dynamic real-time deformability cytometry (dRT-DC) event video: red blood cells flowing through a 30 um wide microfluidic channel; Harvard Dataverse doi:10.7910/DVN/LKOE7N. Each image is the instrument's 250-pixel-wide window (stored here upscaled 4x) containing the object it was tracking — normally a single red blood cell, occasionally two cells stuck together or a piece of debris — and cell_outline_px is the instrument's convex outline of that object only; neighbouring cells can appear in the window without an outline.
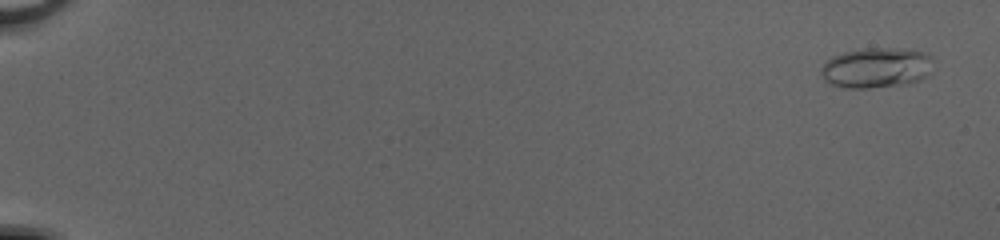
{"species": "common noctule bat (a hibernating species)", "species_latin": "Nyctalus noctula", "temperature_condition": "cold", "stored_images_in_passage": 53, "camera_frame_rate_fps": 3000, "um_per_image_px": 0.085, "animal": {"sex": "female", "body_mass_g": 20.0, "forearm_length_mm": 54.0}, "frame": {"image": 1, "passage_image": 3, "time_ms": 0.667, "image_size_px": [1000, 240], "cell_outline_px": [[932, 72], [928, 76], [920, 80], [908, 84], [868, 88], [848, 88], [828, 84], [824, 80], [820, 72], [820, 68], [832, 56], [844, 52], [868, 48], [892, 48], [924, 52], [932, 56]], "centroid_in_image_um": [74.5, 5.78], "position_along_channel_um": 10.5, "area_um2": 26.59}}
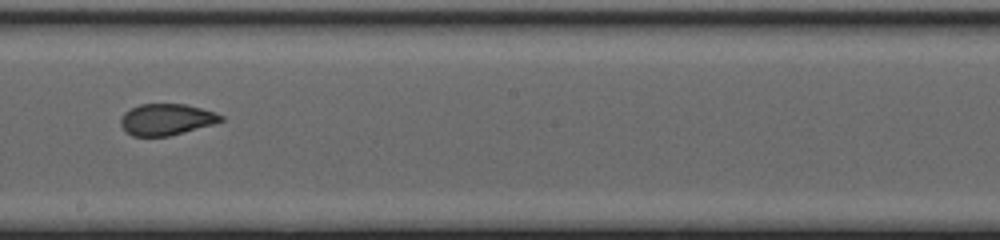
{"frame": {"image": 2, "passage_image": 33, "time_ms": 10.667, "image_size_px": [1000, 240], "cell_outline_px": [[224, 120], [212, 124], [184, 132], [168, 136], [132, 136], [120, 124], [120, 120], [124, 112], [140, 104], [184, 104], [216, 112], [224, 116]], "centroid_in_image_um": [14.15, 10.15], "position_along_channel_um": 234.0, "area_um2": 18.15}}
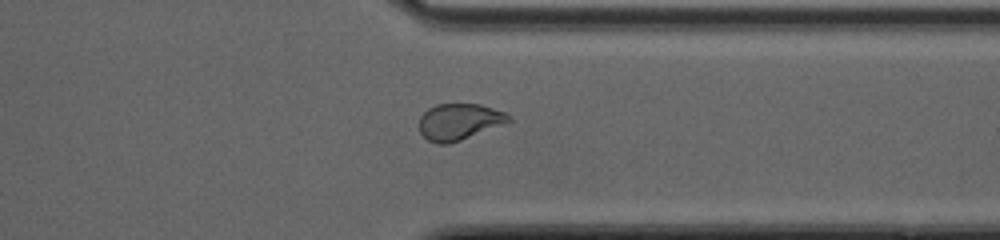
{"frame": {"image": 3, "passage_image": 43, "time_ms": 14.0, "image_size_px": [1000, 240], "cell_outline_px": [[512, 120], [460, 140], [448, 144], [436, 144], [428, 140], [420, 132], [420, 116], [428, 108], [436, 104], [480, 104], [504, 112]], "centroid_in_image_um": [38.98, 10.34], "position_along_channel_um": 372.4, "area_um2": 18.61}, "authors_computed_cell_mechanics": {"area_um2": 20.4612, "velocity_mm_per_s": 4.1653, "shape_relaxation_time_tau1_ms": null, "shape_relaxation_time_tau2_ms": 0.9082, "deformation_change_tau1": null, "deformation_change_tau2": 0.0621}}